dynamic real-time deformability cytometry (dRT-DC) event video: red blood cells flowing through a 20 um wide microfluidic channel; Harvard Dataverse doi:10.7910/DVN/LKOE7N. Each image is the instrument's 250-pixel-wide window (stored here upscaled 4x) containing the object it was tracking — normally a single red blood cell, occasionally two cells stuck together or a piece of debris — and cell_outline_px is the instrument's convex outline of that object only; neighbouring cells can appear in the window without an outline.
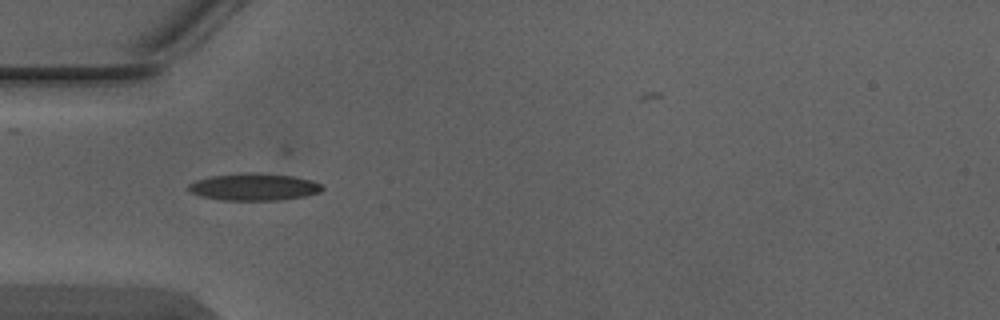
{"species": "Egyptian fruit bat (a non-hibernating species)", "species_latin": "Rousettus aegyptiacus", "temperature_condition": "warm", "stored_images_in_passage": 6, "camera_frame_rate_fps": 3000, "um_per_image_px": 0.085, "animal": {"sex": "male"}, "frame": {"image": 1, "passage_image": 4, "time_ms": 1.0, "image_size_px": [1000, 320], "cell_outline_px": [[324, 188], [320, 192], [304, 196], [280, 200], [224, 200], [200, 196], [192, 192], [188, 188], [188, 184], [196, 180], [212, 176], [244, 172], [252, 172], [292, 176], [312, 180], [320, 184]], "centroid_in_image_um": [21.59, 15.88], "position_along_channel_um": 63.4, "area_um2": 21.04}}
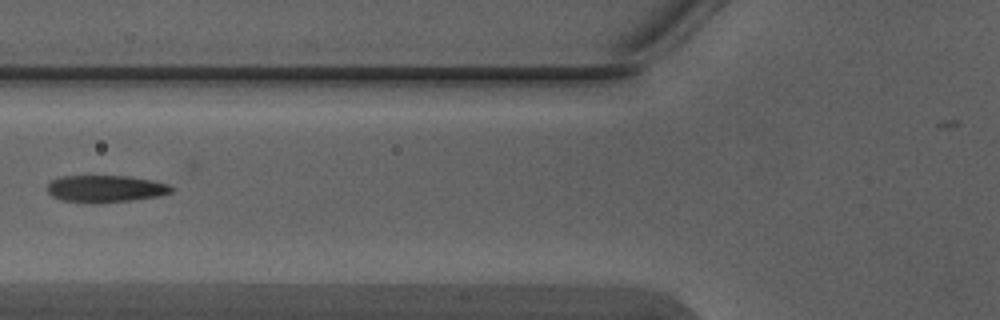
{"frame": {"image": 2, "passage_image": 5, "time_ms": 1.333, "image_size_px": [1000, 320], "cell_outline_px": [[172, 192], [160, 196], [132, 200], [96, 204], [88, 204], [64, 200], [52, 196], [48, 192], [48, 184], [52, 180], [60, 176], [128, 176], [152, 180], [168, 184], [172, 188]], "centroid_in_image_um": [8.96, 16.05], "position_along_channel_um": 116.8, "area_um2": 19.71}}